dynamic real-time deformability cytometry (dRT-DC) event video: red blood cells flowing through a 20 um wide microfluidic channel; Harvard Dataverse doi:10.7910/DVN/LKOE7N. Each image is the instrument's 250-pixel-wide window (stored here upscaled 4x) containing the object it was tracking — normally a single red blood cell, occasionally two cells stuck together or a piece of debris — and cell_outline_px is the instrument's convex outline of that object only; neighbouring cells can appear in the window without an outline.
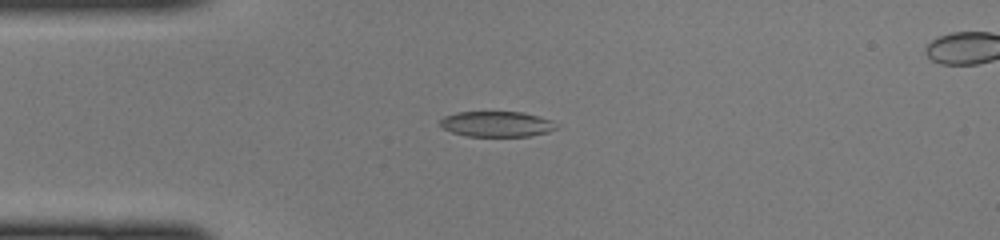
{"species": "common noctule bat (a hibernating species)", "species_latin": "Nyctalus noctula", "temperature_condition": "cold", "stored_images_in_passage": 45, "segment_of_instrument_passage": [1, 2], "camera_frame_rate_fps": 3000, "um_per_image_px": 0.085, "animal": {"sex": "female", "body_mass_g": 22.0, "forearm_length_mm": 56.7}, "frame": {"image": 1, "passage_image": 9, "time_ms": 2.667, "image_size_px": [1000, 240], "cell_outline_px": [[556, 128], [548, 132], [528, 136], [468, 136], [452, 132], [444, 128], [440, 124], [440, 120], [444, 116], [456, 112], [524, 112], [540, 116], [552, 120]], "centroid_in_image_um": [42.22, 10.53], "position_along_channel_um": 42.8, "area_um2": 17.17}}
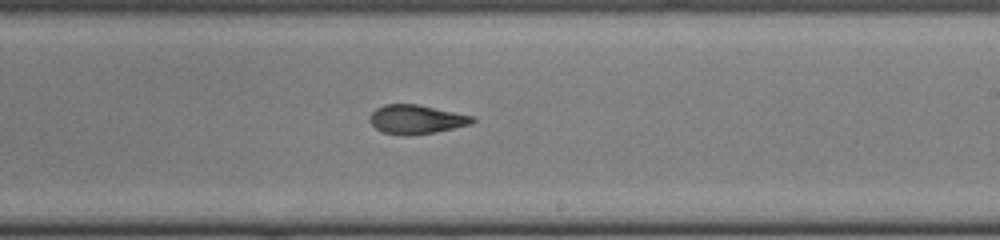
{"frame": {"image": 2, "passage_image": 25, "time_ms": 8.0, "image_size_px": [1000, 240], "cell_outline_px": [[476, 120], [472, 124], [436, 132], [408, 136], [400, 136], [380, 132], [372, 124], [368, 116], [376, 108], [384, 104], [416, 104], [476, 116]], "centroid_in_image_um": [35.39, 10.16], "position_along_channel_um": 253.6, "area_um2": 17.69}}
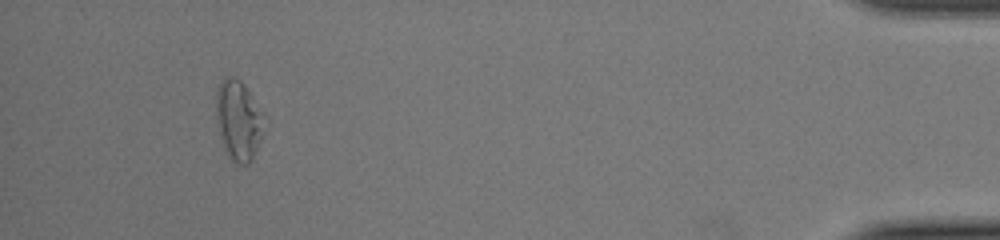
{"frame": {"image": 3, "passage_image": 41, "time_ms": 13.333, "image_size_px": [1000, 240], "cell_outline_px": [[260, 136], [256, 152], [248, 164], [240, 164], [232, 160], [224, 148], [220, 136], [216, 120], [216, 88], [224, 76], [236, 76], [244, 84], [260, 116]], "centroid_in_image_um": [20.16, 10.2], "position_along_channel_um": 415.0, "area_um2": 21.33}}